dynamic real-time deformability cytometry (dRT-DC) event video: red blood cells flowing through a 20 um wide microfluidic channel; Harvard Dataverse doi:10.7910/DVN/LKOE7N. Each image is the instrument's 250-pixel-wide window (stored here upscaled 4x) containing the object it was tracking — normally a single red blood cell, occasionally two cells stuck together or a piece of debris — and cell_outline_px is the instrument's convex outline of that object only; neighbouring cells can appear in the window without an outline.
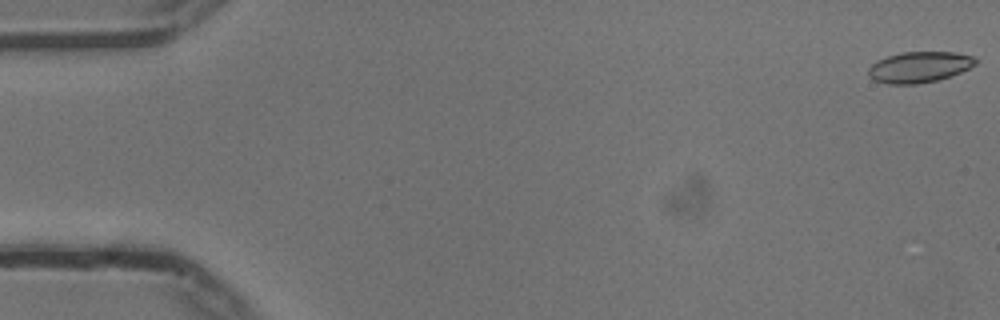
{"species": "common noctule bat (a hibernating species)", "species_latin": "Nyctalus noctula", "temperature_condition": "cold", "stored_images_in_passage": 55, "camera_frame_rate_fps": 3000, "um_per_image_px": 0.085, "animal": {"sex": "male", "body_mass_g": 13.3}, "frame": {"image": 1, "passage_image": 1, "time_ms": 0.0, "image_size_px": [1000, 320], "cell_outline_px": [[976, 64], [960, 72], [936, 80], [916, 84], [888, 84], [872, 80], [868, 76], [868, 68], [876, 60], [900, 52], [956, 52], [976, 56]], "centroid_in_image_um": [78.11, 5.69], "position_along_channel_um": 6.9, "area_um2": 19.36}}
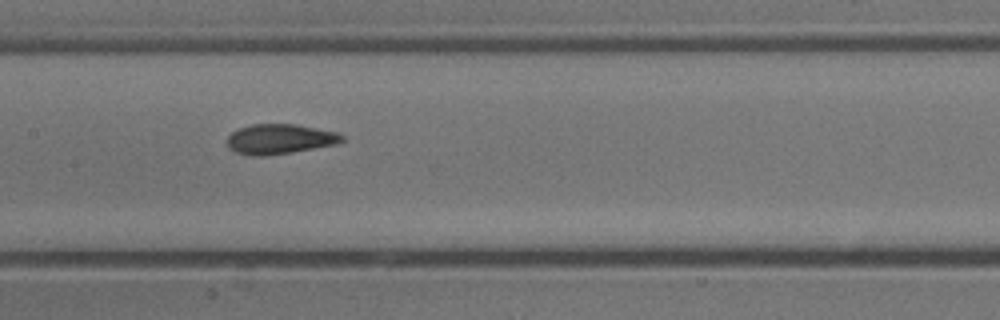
{"frame": {"image": 2, "passage_image": 27, "time_ms": 8.667, "image_size_px": [1000, 320], "cell_outline_px": [[344, 140], [336, 144], [292, 152], [264, 156], [256, 156], [236, 152], [228, 148], [228, 136], [232, 132], [240, 128], [252, 124], [296, 124], [340, 132], [344, 136]], "centroid_in_image_um": [23.81, 11.81], "position_along_channel_um": 183.6, "area_um2": 20.06}}
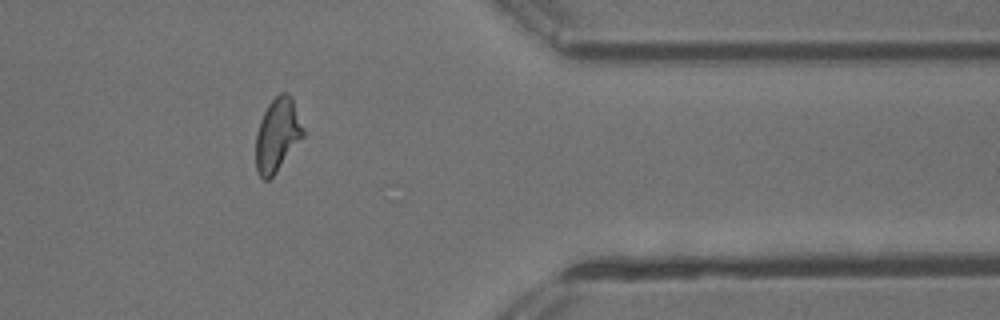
{"frame": {"image": 3, "passage_image": 45, "time_ms": 14.667, "image_size_px": [1000, 320], "cell_outline_px": [[304, 136], [276, 172], [268, 180], [264, 180], [256, 172], [256, 132], [260, 120], [268, 104], [280, 92], [288, 92], [292, 96], [304, 132]], "centroid_in_image_um": [23.56, 11.46], "position_along_channel_um": 387.8, "area_um2": 20.17}, "authors_computed_cell_mechanics": {"area_um2": 19.941, "velocity_mm_per_s": 3.7458, "shape_relaxation_time_tau1_ms": 4.6479, "shape_relaxation_time_tau2_ms": 1.0151, "deformation_change_tau1": 0.1667, "deformation_change_tau2": 0.0745}}